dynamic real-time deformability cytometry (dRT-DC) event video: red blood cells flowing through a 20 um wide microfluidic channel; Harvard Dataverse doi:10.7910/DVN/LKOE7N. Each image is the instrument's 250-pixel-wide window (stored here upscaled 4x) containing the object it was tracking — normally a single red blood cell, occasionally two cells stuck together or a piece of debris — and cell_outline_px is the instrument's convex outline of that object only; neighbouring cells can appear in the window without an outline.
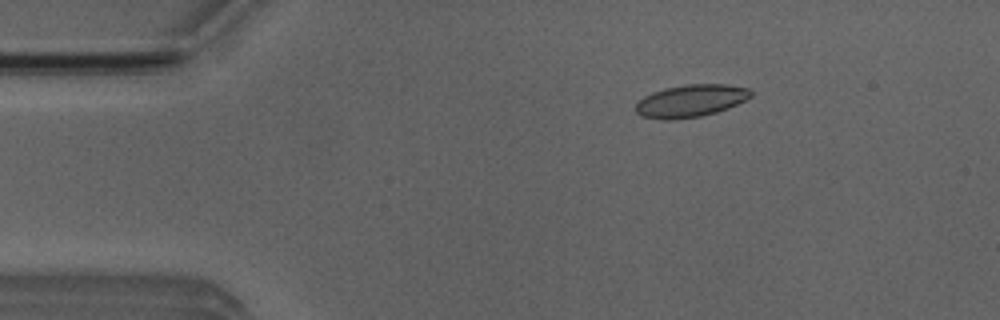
{"species": "Egyptian fruit bat (a non-hibernating species)", "species_latin": "Rousettus aegyptiacus", "temperature_condition": "room temperature", "stored_images_in_passage": 53, "camera_frame_rate_fps": 3000, "um_per_image_px": 0.085, "animal": {"sex": "male"}, "frame": {"image": 1, "passage_image": 9, "time_ms": 2.667, "image_size_px": [1000, 320], "cell_outline_px": [[752, 96], [728, 108], [716, 112], [700, 116], [676, 120], [660, 120], [640, 116], [636, 112], [636, 104], [644, 96], [652, 92], [664, 88], [684, 84], [728, 84], [748, 88], [752, 92]], "centroid_in_image_um": [58.68, 8.57], "position_along_channel_um": 26.3, "area_um2": 21.91}}
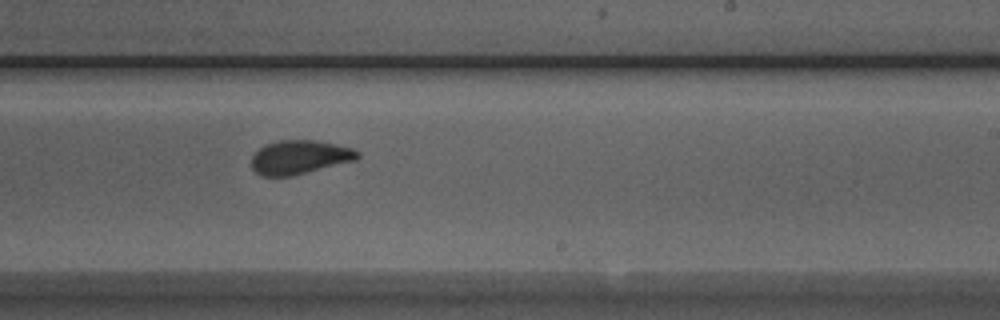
{"frame": {"image": 2, "passage_image": 32, "time_ms": 10.333, "image_size_px": [1000, 320], "cell_outline_px": [[360, 156], [356, 160], [292, 176], [260, 176], [252, 168], [252, 156], [264, 144], [276, 140], [316, 140], [352, 148], [360, 152]], "centroid_in_image_um": [25.46, 13.36], "position_along_channel_um": 263.5, "area_um2": 20.98}}
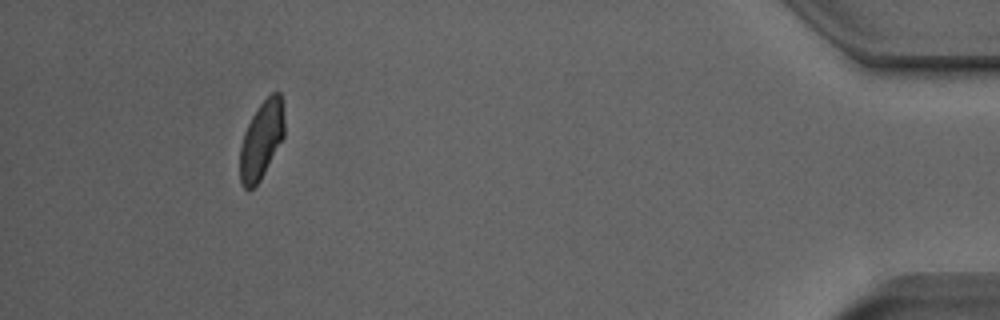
{"frame": {"image": 3, "passage_image": 49, "time_ms": 16.0, "image_size_px": [1000, 320], "cell_outline_px": [[284, 136], [260, 180], [252, 188], [244, 188], [240, 180], [240, 148], [244, 132], [252, 116], [260, 104], [272, 92], [280, 92], [284, 120]], "centroid_in_image_um": [22.22, 11.89], "position_along_channel_um": 413.0, "area_um2": 19.77}, "authors_computed_cell_mechanics": {"area_um2": 21.3282, "velocity_mm_per_s": 3.8739, "shape_relaxation_time_tau1_ms": 3.9107, "shape_relaxation_time_tau2_ms": 1.5799, "deformation_change_tau1": 0.127, "deformation_change_tau2": 0.0523}}